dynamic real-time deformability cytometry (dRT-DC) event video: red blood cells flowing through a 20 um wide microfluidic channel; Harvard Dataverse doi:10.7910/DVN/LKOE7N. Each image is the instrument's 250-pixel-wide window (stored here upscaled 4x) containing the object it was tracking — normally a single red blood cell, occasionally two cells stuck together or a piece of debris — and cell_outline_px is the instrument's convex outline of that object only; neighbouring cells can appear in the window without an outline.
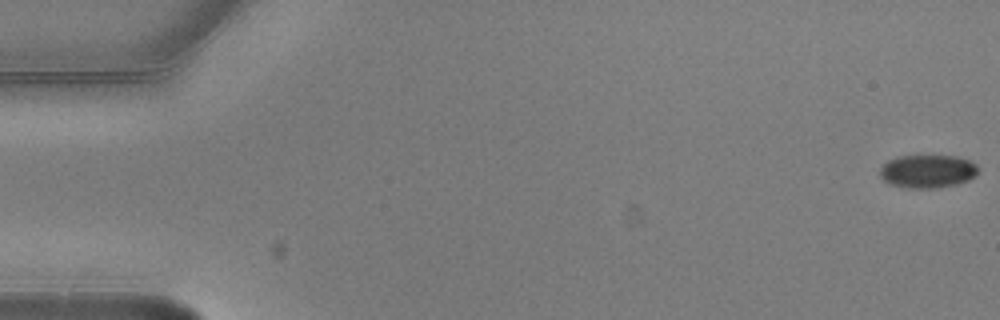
{"species": "common noctule bat (a hibernating species)", "species_latin": "Nyctalus noctula", "temperature_condition": "warm", "stored_images_in_passage": 7, "camera_frame_rate_fps": 3000, "um_per_image_px": 0.085, "animal": {"sex": "male", "body_mass_g": 20.5, "forearm_length_mm": 52.5}, "frame": {"image": 1, "passage_image": 1, "time_ms": 0.0, "image_size_px": [1000, 320], "cell_outline_px": [[976, 176], [968, 180], [956, 184], [936, 188], [908, 188], [888, 184], [880, 176], [880, 168], [888, 160], [900, 156], [956, 156], [968, 160], [976, 164]], "centroid_in_image_um": [78.82, 14.57], "position_along_channel_um": 6.2, "area_um2": 18.9}}
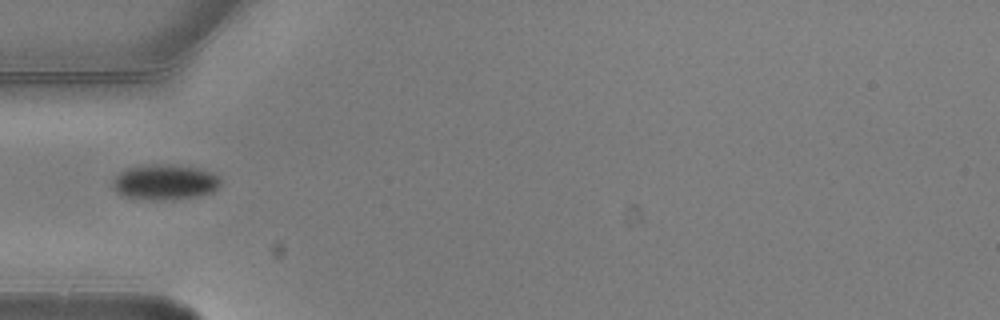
{"frame": {"image": 2, "passage_image": 5, "time_ms": 1.333, "image_size_px": [1000, 320], "cell_outline_px": [[220, 184], [212, 192], [196, 196], [164, 200], [120, 196], [116, 192], [112, 184], [112, 180], [120, 172], [128, 168], [148, 164], [172, 164], [196, 168], [212, 172], [220, 180]], "centroid_in_image_um": [13.97, 15.47], "position_along_channel_um": 71.0, "area_um2": 22.02}}
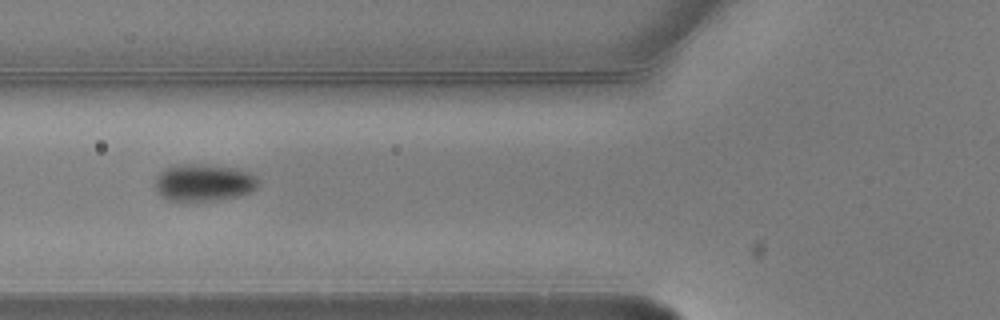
{"frame": {"image": 3, "passage_image": 6, "time_ms": 1.667, "image_size_px": [1000, 320], "cell_outline_px": [[260, 184], [256, 188], [240, 196], [212, 200], [168, 200], [156, 188], [156, 180], [160, 172], [168, 168], [180, 164], [200, 164], [236, 168], [248, 172], [256, 176], [260, 180]], "centroid_in_image_um": [17.39, 15.51], "position_along_channel_um": 108.4, "area_um2": 21.91}}